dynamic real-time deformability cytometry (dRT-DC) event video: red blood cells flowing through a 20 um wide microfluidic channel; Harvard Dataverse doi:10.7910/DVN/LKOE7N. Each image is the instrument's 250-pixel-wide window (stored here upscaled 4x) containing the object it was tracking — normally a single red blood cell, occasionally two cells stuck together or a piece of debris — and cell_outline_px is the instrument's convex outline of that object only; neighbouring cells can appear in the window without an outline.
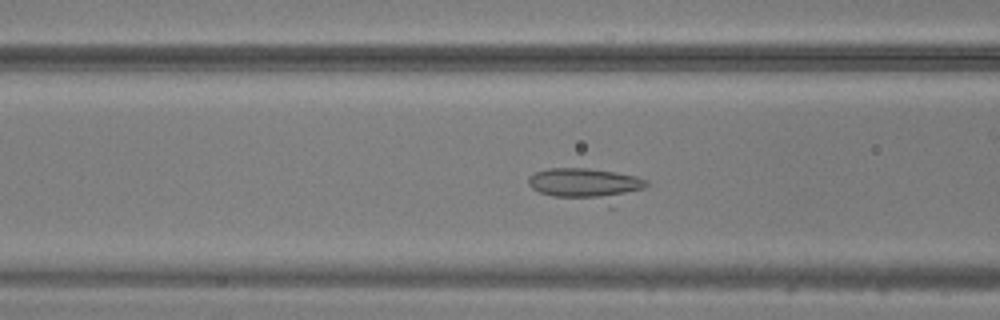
{"species": "common noctule bat (a hibernating species)", "species_latin": "Nyctalus noctula", "temperature_condition": "warm", "stored_images_in_passage": 48, "camera_frame_rate_fps": 3000, "um_per_image_px": 0.085, "animal": {"sex": "male", "body_mass_g": 20.5, "forearm_length_mm": 52.5}, "frame": {"image": 1, "passage_image": 19, "time_ms": 6.0, "image_size_px": [1000, 320], "cell_outline_px": [[648, 184], [644, 188], [616, 208], [608, 208], [552, 196], [540, 192], [532, 188], [528, 184], [528, 176], [536, 172], [548, 168], [588, 168], [616, 172], [636, 176], [648, 180]], "centroid_in_image_um": [49.95, 15.77], "position_along_channel_um": 116.6, "area_um2": 24.04}}
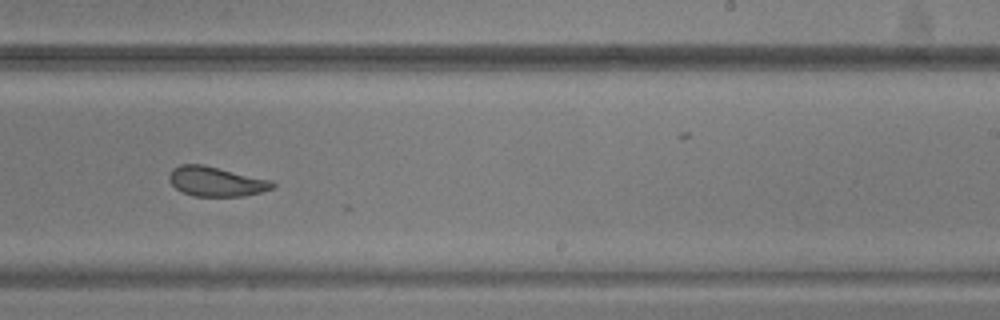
{"frame": {"image": 2, "passage_image": 30, "time_ms": 9.667, "image_size_px": [1000, 320], "cell_outline_px": [[276, 188], [244, 196], [192, 196], [176, 188], [168, 180], [168, 176], [172, 168], [180, 164], [204, 164], [272, 180], [276, 184]], "centroid_in_image_um": [18.38, 15.42], "position_along_channel_um": 270.6, "area_um2": 18.09}}
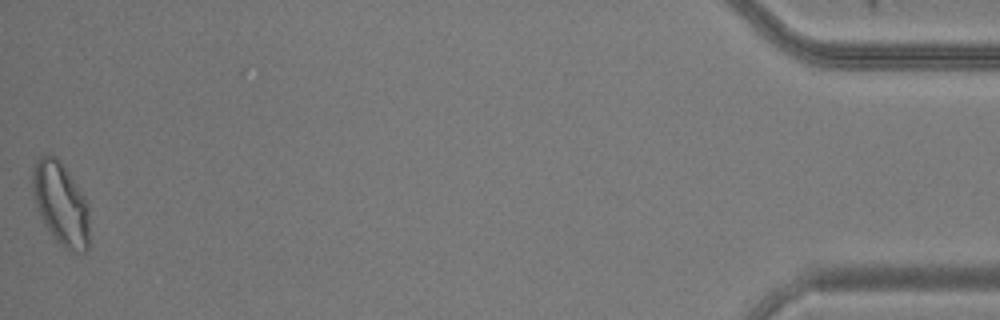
{"frame": {"image": 3, "passage_image": 48, "time_ms": 15.667, "image_size_px": [1000, 320], "cell_outline_px": [[88, 248], [84, 252], [72, 252], [60, 244], [52, 236], [44, 224], [40, 216], [36, 204], [32, 188], [32, 168], [36, 160], [40, 156], [56, 156], [60, 160], [88, 200]], "centroid_in_image_um": [5.17, 17.3], "position_along_channel_um": 430.0, "area_um2": 27.51}}